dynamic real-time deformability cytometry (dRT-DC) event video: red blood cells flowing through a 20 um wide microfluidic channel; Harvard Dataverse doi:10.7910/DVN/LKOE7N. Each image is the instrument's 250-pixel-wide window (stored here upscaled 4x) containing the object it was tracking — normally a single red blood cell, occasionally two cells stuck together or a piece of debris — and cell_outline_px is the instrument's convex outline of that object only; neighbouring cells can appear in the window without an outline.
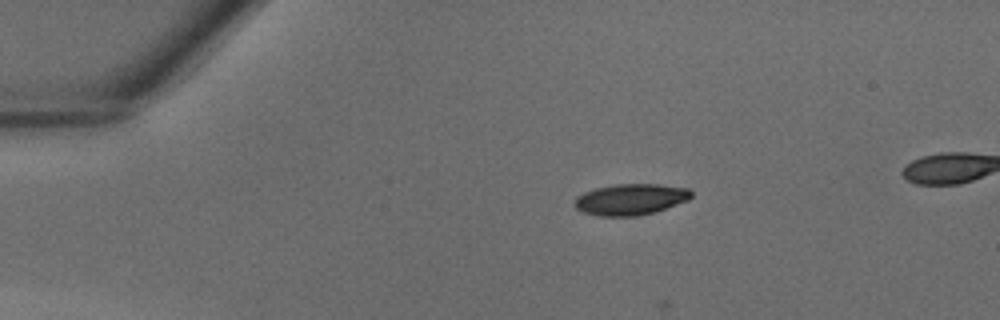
{"species": "common noctule bat (a hibernating species)", "species_latin": "Nyctalus noctula", "temperature_condition": "warm", "stored_images_in_passage": 24, "camera_frame_rate_fps": 3000, "um_per_image_px": 0.085, "animal": {"sex": "male", "body_mass_g": 18.8}, "frame": {"image": 1, "passage_image": 1, "time_ms": 0.0, "image_size_px": [1000, 320], "cell_outline_px": [[692, 196], [688, 200], [656, 212], [636, 216], [596, 216], [584, 212], [576, 208], [572, 204], [576, 196], [584, 192], [596, 188], [616, 184], [656, 184], [688, 188], [692, 192]], "centroid_in_image_um": [53.58, 16.95], "position_along_channel_um": 31.4, "area_um2": 21.33}}
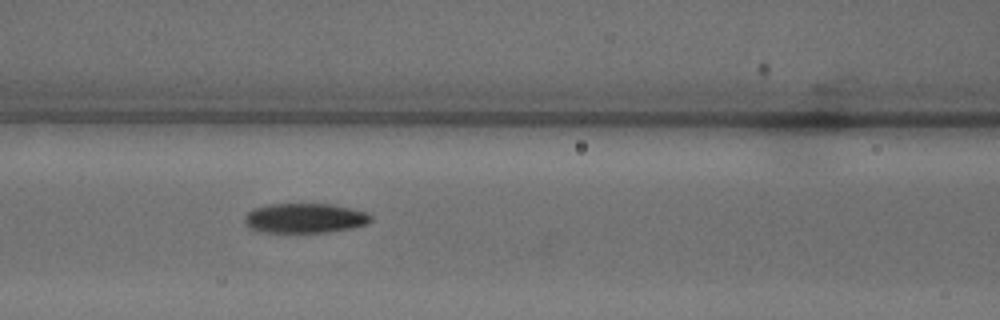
{"frame": {"image": 2, "passage_image": 11, "time_ms": 3.333, "image_size_px": [1000, 320], "cell_outline_px": [[372, 220], [368, 224], [352, 228], [328, 232], [260, 232], [248, 228], [244, 220], [244, 216], [252, 208], [268, 204], [332, 204], [368, 212], [372, 216]], "centroid_in_image_um": [25.91, 18.54], "position_along_channel_um": 140.7, "area_um2": 22.14}}
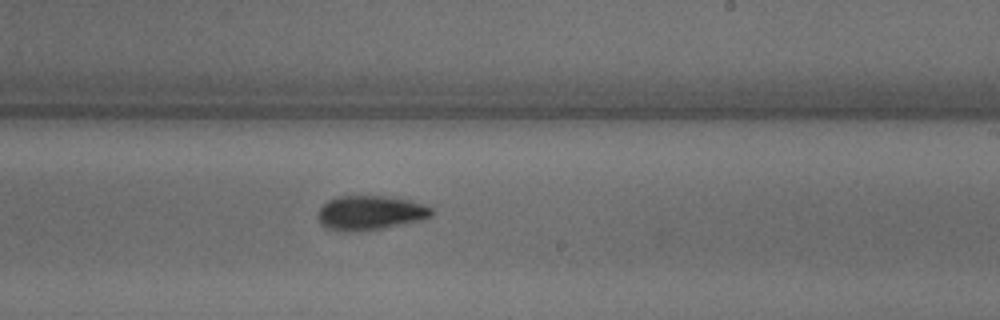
{"frame": {"image": 3, "passage_image": 18, "time_ms": 5.667, "image_size_px": [1000, 320], "cell_outline_px": [[432, 216], [424, 220], [380, 228], [328, 228], [320, 224], [320, 208], [328, 200], [336, 196], [396, 196], [432, 208]], "centroid_in_image_um": [31.55, 18.02], "position_along_channel_um": 257.5, "area_um2": 21.79}}